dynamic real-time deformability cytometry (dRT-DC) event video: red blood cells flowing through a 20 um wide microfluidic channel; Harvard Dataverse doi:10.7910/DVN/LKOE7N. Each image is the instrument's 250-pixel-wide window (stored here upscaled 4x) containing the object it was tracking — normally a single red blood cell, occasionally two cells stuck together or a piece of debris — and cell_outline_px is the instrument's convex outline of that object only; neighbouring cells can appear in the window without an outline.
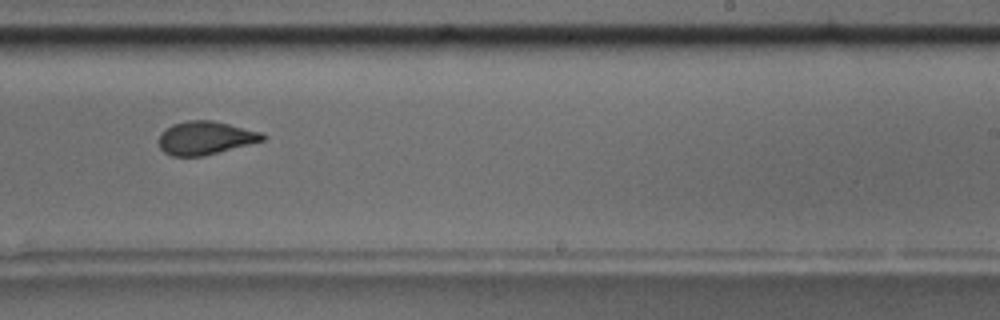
{"species": "common noctule bat (a hibernating species)", "species_latin": "Nyctalus noctula", "temperature_condition": "room temperature", "stored_images_in_passage": 16, "camera_frame_rate_fps": 3000, "um_per_image_px": 0.085, "animal": {"sex": "male", "body_mass_g": 17.5, "forearm_length_mm": 52.3}, "frame": {"image": 1, "passage_image": 10, "time_ms": 10.333, "image_size_px": [1000, 320], "cell_outline_px": [[268, 136], [264, 140], [204, 156], [172, 156], [164, 152], [160, 148], [160, 132], [172, 124], [188, 120], [212, 120], [260, 132]], "centroid_in_image_um": [17.44, 11.72], "position_along_channel_um": 271.6, "area_um2": 20.0}, "authors_computed_cell_mechanics": {"area_um2": 21.2704, "velocity_mm_per_s": 3.5546, "shape_relaxation_time_tau1_ms": 3.4347, "shape_relaxation_time_tau2_ms": 1.1144, "deformation_change_tau1": 0.1128, "deformation_change_tau2": 0.0409}}